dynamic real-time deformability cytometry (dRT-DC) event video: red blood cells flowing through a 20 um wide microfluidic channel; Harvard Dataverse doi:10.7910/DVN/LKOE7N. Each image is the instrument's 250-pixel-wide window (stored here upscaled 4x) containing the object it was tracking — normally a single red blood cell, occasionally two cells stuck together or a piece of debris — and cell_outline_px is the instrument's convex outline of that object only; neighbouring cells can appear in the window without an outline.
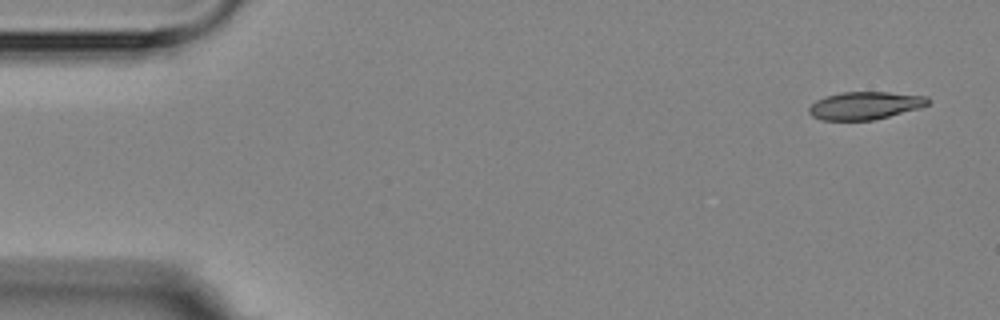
{"species": "Egyptian fruit bat (a non-hibernating species)", "species_latin": "Rousettus aegyptiacus", "temperature_condition": "room temperature", "stored_images_in_passage": 7, "camera_frame_rate_fps": 3000, "um_per_image_px": 0.085, "animal": {"sex": "female"}, "frame": {"image": 1, "passage_image": 1, "time_ms": 0.0, "image_size_px": [1000, 320], "cell_outline_px": [[932, 100], [928, 104], [920, 108], [872, 120], [820, 120], [812, 116], [808, 112], [808, 108], [816, 100], [824, 96], [840, 92], [888, 92], [928, 96]], "centroid_in_image_um": [73.52, 8.96], "position_along_channel_um": 11.5, "area_um2": 19.36}}
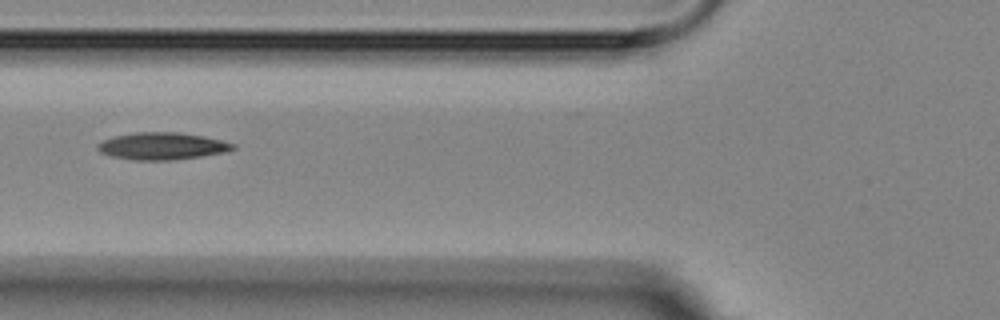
{"frame": {"image": 2, "passage_image": 6, "time_ms": 6.0, "image_size_px": [1000, 320], "cell_outline_px": [[236, 148], [224, 152], [200, 156], [172, 160], [132, 160], [112, 156], [100, 152], [96, 148], [104, 140], [116, 136], [136, 132], [180, 132], [204, 136], [236, 144]], "centroid_in_image_um": [13.8, 12.41], "position_along_channel_um": 112.0, "area_um2": 21.21}}
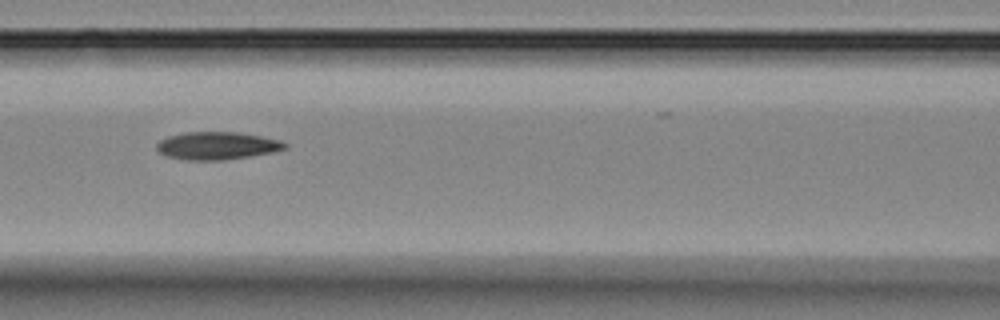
{"frame": {"image": 3, "passage_image": 7, "time_ms": 7.0, "image_size_px": [1000, 320], "cell_outline_px": [[288, 148], [272, 152], [248, 156], [220, 160], [188, 160], [168, 156], [160, 152], [156, 148], [156, 144], [160, 140], [168, 136], [184, 132], [236, 132], [260, 136], [280, 140], [288, 144]], "centroid_in_image_um": [18.45, 12.37], "position_along_channel_um": 148.2, "area_um2": 20.52}}